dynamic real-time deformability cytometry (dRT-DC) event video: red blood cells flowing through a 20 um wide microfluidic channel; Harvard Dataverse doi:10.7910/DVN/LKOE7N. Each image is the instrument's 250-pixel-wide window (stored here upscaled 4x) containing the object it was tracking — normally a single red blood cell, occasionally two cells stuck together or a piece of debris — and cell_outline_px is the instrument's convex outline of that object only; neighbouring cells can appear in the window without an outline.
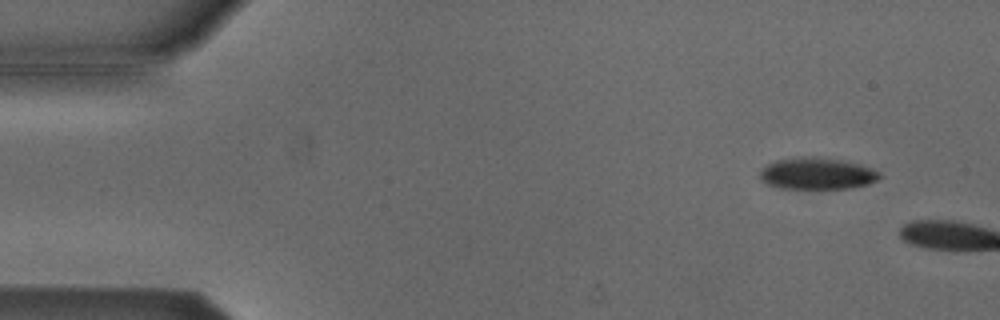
{"species": "Egyptian fruit bat (a non-hibernating species)", "species_latin": "Rousettus aegyptiacus", "temperature_condition": "cold", "stored_images_in_passage": 3, "camera_frame_rate_fps": 3000, "um_per_image_px": 0.085, "animal": {"sex": "male"}, "frame": {"image": 1, "passage_image": 1, "time_ms": 0.0, "image_size_px": [1000, 320], "cell_outline_px": [[884, 176], [868, 184], [852, 188], [776, 188], [760, 180], [760, 172], [768, 164], [776, 160], [800, 156], [812, 156], [840, 160], [860, 164], [880, 172]], "centroid_in_image_um": [69.45, 14.75], "position_along_channel_um": 15.5, "area_um2": 22.14}}